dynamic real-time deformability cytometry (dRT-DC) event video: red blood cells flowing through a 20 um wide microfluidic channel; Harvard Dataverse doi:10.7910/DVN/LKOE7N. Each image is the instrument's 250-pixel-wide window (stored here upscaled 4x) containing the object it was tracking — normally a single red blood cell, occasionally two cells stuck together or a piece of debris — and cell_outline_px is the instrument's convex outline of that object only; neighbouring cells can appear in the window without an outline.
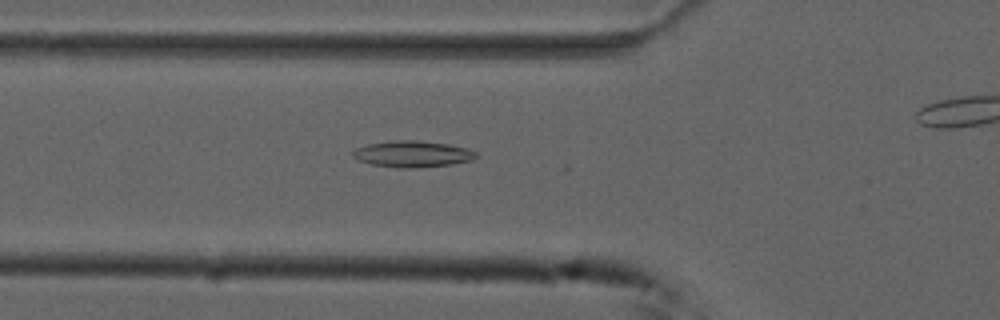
{"species": "common noctule bat (a hibernating species)", "species_latin": "Nyctalus noctula", "temperature_condition": "cold", "stored_images_in_passage": 46, "camera_frame_rate_fps": 3000, "um_per_image_px": 0.085, "animal": {"sex": "male", "forearm_length_mm": 52.5}, "frame": {"image": 1, "passage_image": 19, "time_ms": 6.0, "image_size_px": [1000, 320], "cell_outline_px": [[476, 156], [472, 160], [452, 164], [412, 168], [400, 168], [372, 164], [356, 160], [352, 156], [352, 152], [356, 148], [368, 144], [396, 140], [416, 140], [448, 144], [468, 148], [476, 152]], "centroid_in_image_um": [35.04, 13.09], "position_along_channel_um": 90.8, "area_um2": 18.84}}
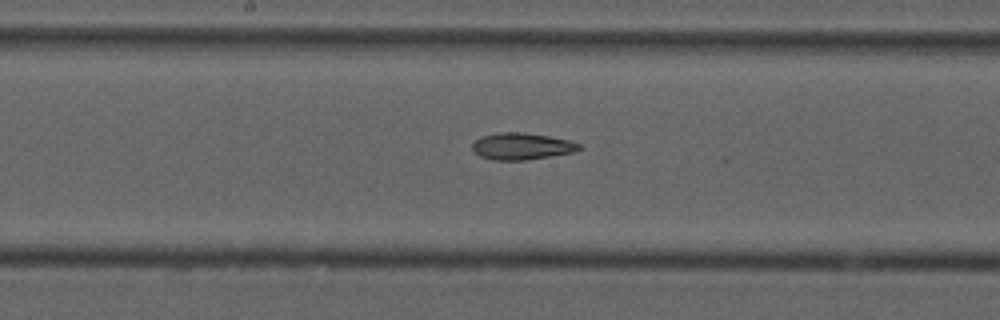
{"frame": {"image": 2, "passage_image": 28, "time_ms": 9.0, "image_size_px": [1000, 320], "cell_outline_px": [[580, 148], [572, 152], [524, 160], [492, 160], [480, 156], [472, 148], [472, 144], [480, 136], [500, 132], [524, 132], [548, 136], [568, 140], [580, 144]], "centroid_in_image_um": [44.29, 12.42], "position_along_channel_um": 203.9, "area_um2": 16.42}}
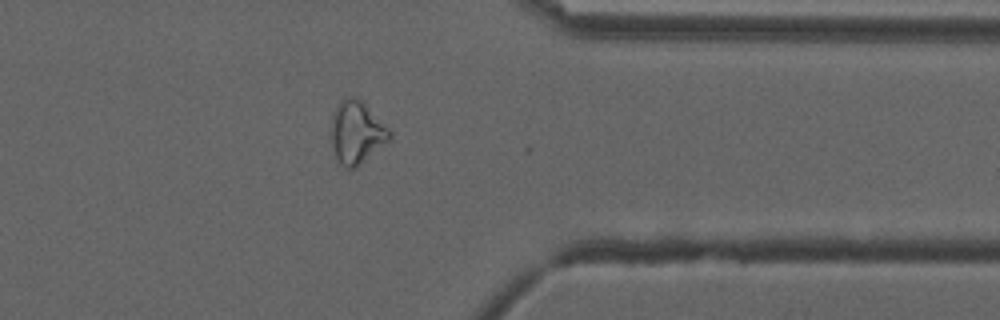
{"frame": {"image": 3, "passage_image": 43, "time_ms": 14.0, "image_size_px": [1000, 320], "cell_outline_px": [[392, 136], [388, 140], [356, 168], [344, 168], [336, 160], [328, 140], [328, 136], [332, 112], [340, 100], [348, 96], [356, 96], [364, 100], [392, 132]], "centroid_in_image_um": [30.24, 11.22], "position_along_channel_um": 381.2, "area_um2": 22.25}}